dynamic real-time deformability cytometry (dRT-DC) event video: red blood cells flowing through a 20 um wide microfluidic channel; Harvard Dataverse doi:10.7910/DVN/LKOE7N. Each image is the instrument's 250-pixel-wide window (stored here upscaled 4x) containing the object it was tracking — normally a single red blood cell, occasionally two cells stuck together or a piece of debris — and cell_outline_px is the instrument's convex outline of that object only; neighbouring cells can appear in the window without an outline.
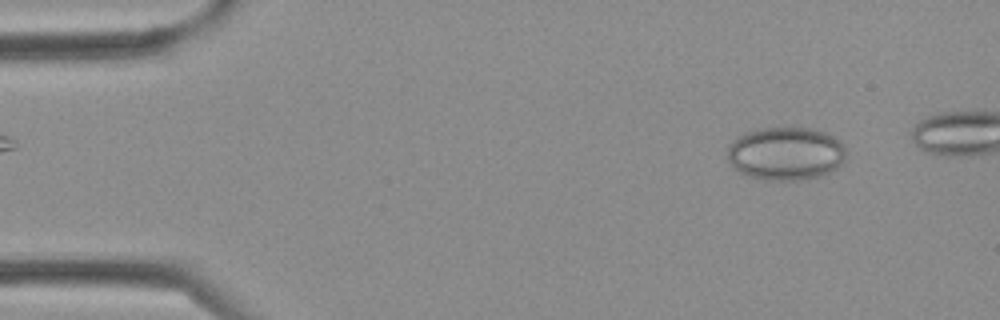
{"species": "Egyptian fruit bat (a non-hibernating species)", "species_latin": "Rousettus aegyptiacus", "temperature_condition": "cold", "stored_images_in_passage": 4, "camera_frame_rate_fps": 3000, "um_per_image_px": 0.085, "frame": {"image": 1, "passage_image": 4, "time_ms": 1.0, "image_size_px": [1000, 320], "cell_outline_px": [[844, 160], [836, 168], [820, 176], [800, 180], [764, 180], [744, 176], [728, 160], [728, 148], [732, 140], [736, 136], [744, 132], [760, 128], [808, 128], [824, 132], [840, 140], [844, 148]], "centroid_in_image_um": [66.75, 13.05], "position_along_channel_um": 18.3, "area_um2": 36.82}}